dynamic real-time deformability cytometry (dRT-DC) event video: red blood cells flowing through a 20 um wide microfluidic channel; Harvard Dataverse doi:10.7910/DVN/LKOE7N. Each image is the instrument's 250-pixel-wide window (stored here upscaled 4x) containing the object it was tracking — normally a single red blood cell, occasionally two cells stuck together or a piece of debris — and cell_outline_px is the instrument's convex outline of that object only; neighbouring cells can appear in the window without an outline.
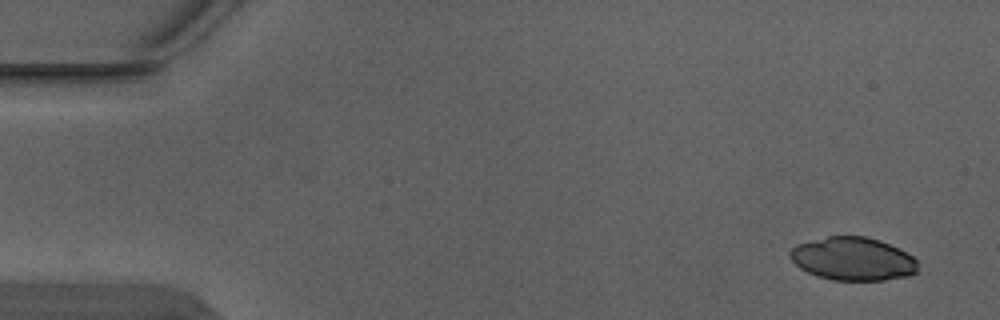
{"species": "Egyptian fruit bat (a non-hibernating species)", "species_latin": "Rousettus aegyptiacus", "temperature_condition": "warm", "stored_images_in_passage": 4, "camera_frame_rate_fps": 3000, "um_per_image_px": 0.085, "animal": {"sex": "male"}, "frame": {"image": 1, "passage_image": 1, "time_ms": 0.0, "image_size_px": [1000, 320], "cell_outline_px": [[916, 272], [908, 276], [884, 280], [832, 280], [816, 276], [800, 268], [788, 256], [788, 252], [796, 244], [828, 236], [864, 236], [880, 240], [912, 256], [916, 260]], "centroid_in_image_um": [72.45, 22.0], "position_along_channel_um": 12.6, "area_um2": 32.02}}